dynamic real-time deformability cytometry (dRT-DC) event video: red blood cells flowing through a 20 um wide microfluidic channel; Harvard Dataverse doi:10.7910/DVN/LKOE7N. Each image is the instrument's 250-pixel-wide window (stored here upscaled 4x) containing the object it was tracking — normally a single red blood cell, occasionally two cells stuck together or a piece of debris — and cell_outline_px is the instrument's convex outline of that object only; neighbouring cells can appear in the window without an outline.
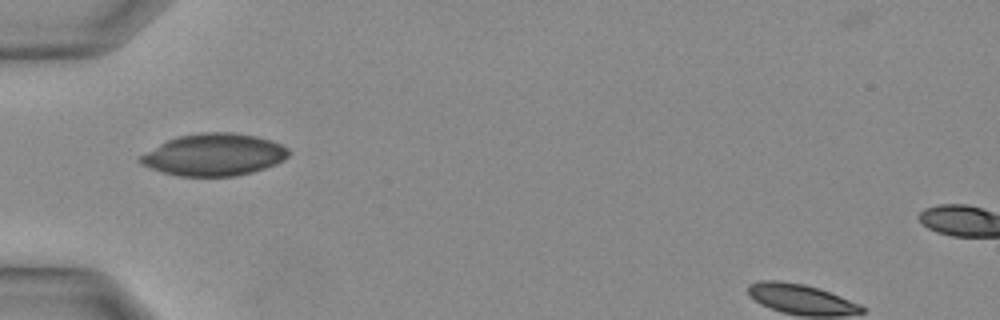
{"species": "Egyptian fruit bat (a non-hibernating species)", "species_latin": "Rousettus aegyptiacus", "temperature_condition": "warm", "stored_images_in_passage": 13, "camera_frame_rate_fps": 3000, "um_per_image_px": 0.085, "animal": {"sex": "female"}, "frame": {"image": 1, "passage_image": 1, "time_ms": 0.0, "image_size_px": [1000, 320], "cell_outline_px": [[288, 156], [284, 160], [276, 164], [252, 172], [236, 176], [176, 176], [140, 164], [136, 160], [140, 156], [160, 144], [168, 140], [180, 136], [208, 132], [232, 132], [256, 136], [272, 140], [288, 148]], "centroid_in_image_um": [18.21, 13.15], "position_along_channel_um": 66.8, "area_um2": 36.13}}
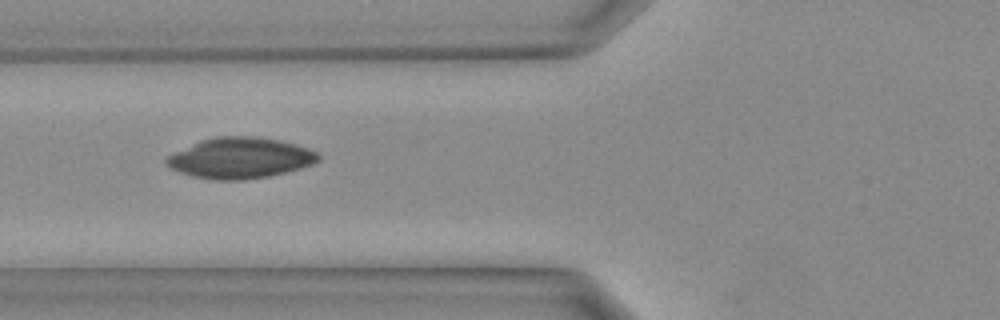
{"frame": {"image": 2, "passage_image": 3, "time_ms": 0.667, "image_size_px": [1000, 320], "cell_outline_px": [[320, 160], [312, 164], [300, 168], [268, 176], [244, 180], [216, 180], [192, 176], [168, 168], [164, 164], [164, 160], [168, 156], [200, 140], [216, 136], [252, 136], [276, 140], [308, 148], [316, 152], [320, 156]], "centroid_in_image_um": [20.37, 13.44], "position_along_channel_um": 105.4, "area_um2": 35.84}}
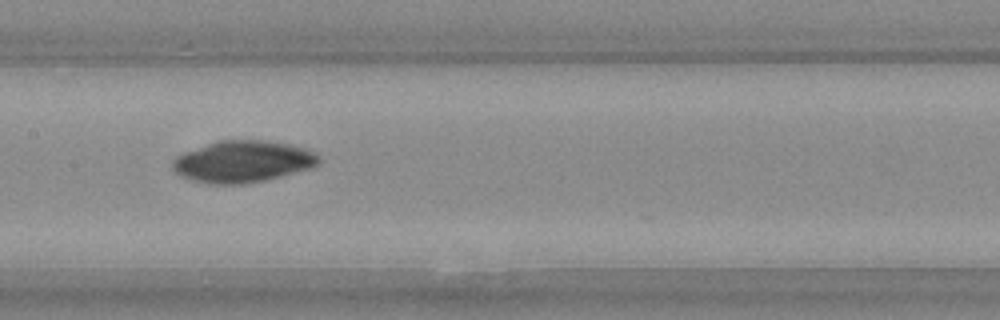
{"frame": {"image": 3, "passage_image": 7, "time_ms": 2.0, "image_size_px": [1000, 320], "cell_outline_px": [[320, 164], [312, 168], [248, 184], [208, 184], [188, 180], [180, 176], [172, 168], [172, 160], [176, 156], [184, 152], [220, 140], [264, 140], [288, 144], [304, 148], [320, 156]], "centroid_in_image_um": [20.62, 13.75], "position_along_channel_um": 186.8, "area_um2": 35.66}}